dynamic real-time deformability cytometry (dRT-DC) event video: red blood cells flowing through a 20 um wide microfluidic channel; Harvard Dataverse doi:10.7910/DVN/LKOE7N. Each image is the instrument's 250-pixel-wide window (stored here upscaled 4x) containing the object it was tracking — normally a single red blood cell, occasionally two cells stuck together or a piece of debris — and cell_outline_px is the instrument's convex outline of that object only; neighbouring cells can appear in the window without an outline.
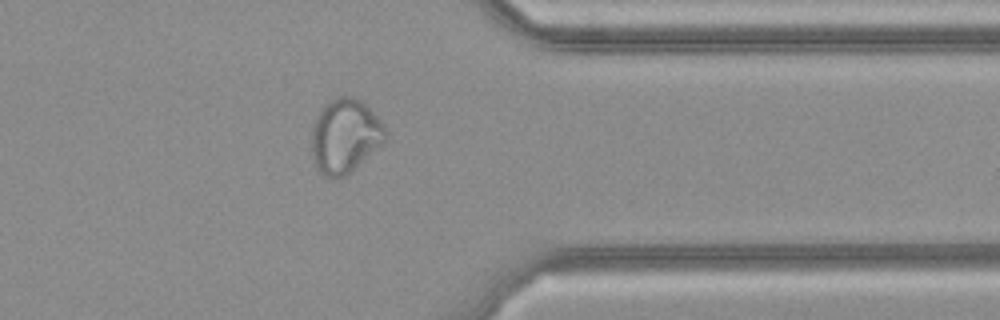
{"species": "common noctule bat (a hibernating species)", "species_latin": "Nyctalus noctula", "temperature_condition": "cold", "stored_images_in_passage": 26, "camera_frame_rate_fps": 3000, "um_per_image_px": 0.085, "animal": {"sex": "female", "body_mass_g": 21.9}, "frame": {"image": 1, "passage_image": 19, "time_ms": 6.0, "image_size_px": [1000, 320], "cell_outline_px": [[388, 136], [384, 144], [344, 176], [336, 180], [324, 176], [320, 172], [312, 156], [312, 128], [316, 116], [320, 108], [324, 104], [340, 96], [352, 96], [360, 100], [384, 124], [388, 132]], "centroid_in_image_um": [29.34, 11.56], "position_along_channel_um": 382.1, "area_um2": 32.02}}